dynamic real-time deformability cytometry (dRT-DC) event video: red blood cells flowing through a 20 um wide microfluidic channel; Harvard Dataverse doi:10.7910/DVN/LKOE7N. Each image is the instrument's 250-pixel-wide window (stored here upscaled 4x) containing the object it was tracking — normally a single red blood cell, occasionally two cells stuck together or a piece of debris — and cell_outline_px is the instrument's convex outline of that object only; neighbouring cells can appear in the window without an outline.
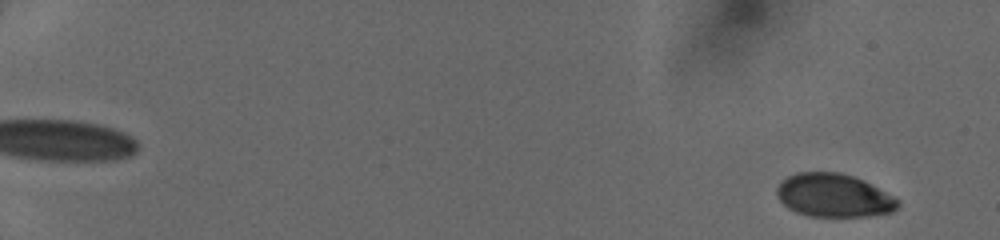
{"species": "human", "species_latin": "Homo sapiens", "temperature_condition": "cold", "stored_images_in_passage": 50, "camera_frame_rate_fps": 3000, "um_per_image_px": 0.085, "donor": {"sex": "female"}, "frame": {"image": 1, "passage_image": 3, "time_ms": 0.667, "image_size_px": [1000, 240], "cell_outline_px": [[900, 204], [892, 212], [868, 216], [808, 216], [796, 212], [788, 208], [780, 200], [776, 192], [776, 188], [780, 180], [796, 172], [840, 172], [864, 180], [900, 200]], "centroid_in_image_um": [70.85, 16.6], "position_along_channel_um": 14.1, "area_um2": 30.63}}
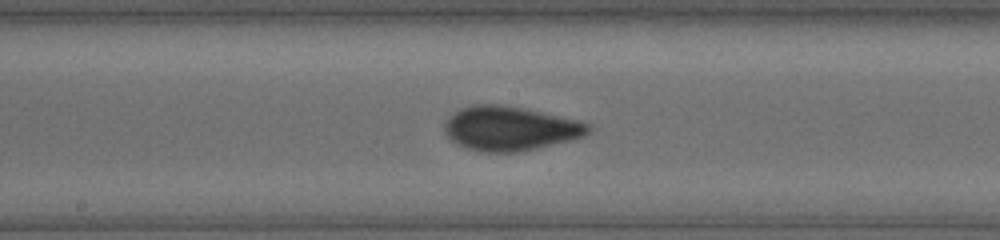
{"frame": {"image": 2, "passage_image": 30, "time_ms": 9.667, "image_size_px": [1000, 240], "cell_outline_px": [[592, 128], [584, 136], [536, 148], [516, 152], [480, 152], [456, 144], [444, 132], [444, 124], [460, 108], [472, 104], [500, 104], [524, 108], [576, 120], [588, 124]], "centroid_in_image_um": [43.32, 10.91], "position_along_channel_um": 204.9, "area_um2": 36.65}}
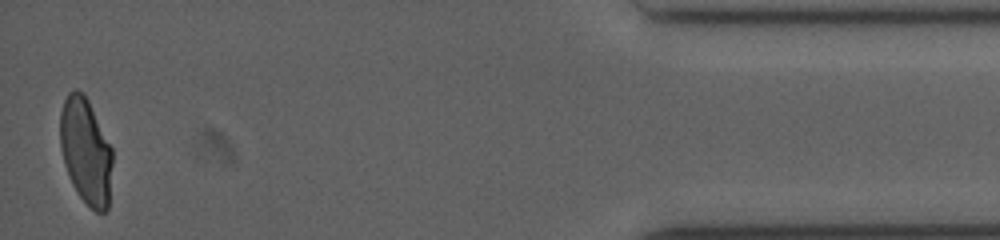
{"frame": {"image": 3, "passage_image": 50, "time_ms": 16.333, "image_size_px": [1000, 240], "cell_outline_px": [[112, 164], [108, 208], [104, 212], [96, 212], [80, 196], [72, 184], [64, 160], [60, 144], [60, 112], [64, 100], [68, 92], [76, 88], [88, 100], [112, 148]], "centroid_in_image_um": [7.3, 12.83], "position_along_channel_um": 427.9, "area_um2": 31.91}}